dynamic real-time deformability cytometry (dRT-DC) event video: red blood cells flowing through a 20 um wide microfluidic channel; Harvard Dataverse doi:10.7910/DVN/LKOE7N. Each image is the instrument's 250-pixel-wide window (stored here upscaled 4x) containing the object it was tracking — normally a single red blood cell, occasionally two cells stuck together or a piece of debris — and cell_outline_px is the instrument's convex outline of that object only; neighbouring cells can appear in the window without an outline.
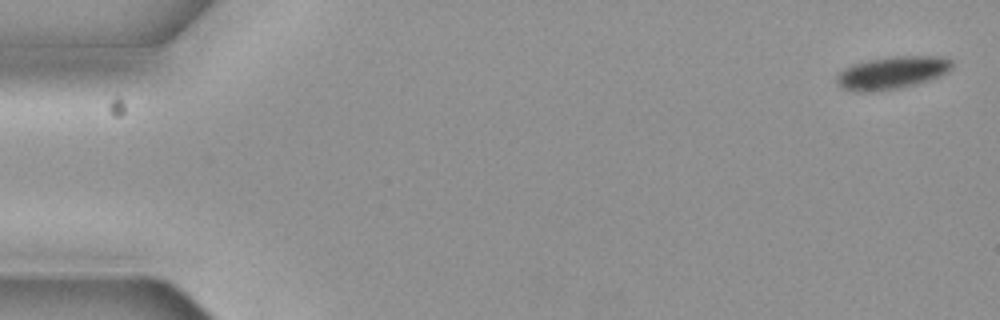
{"species": "common noctule bat (a hibernating species)", "species_latin": "Nyctalus noctula", "temperature_condition": "cold", "stored_images_in_passage": 7, "camera_frame_rate_fps": 3000, "um_per_image_px": 0.085, "animal": {"sex": "female", "body_mass_g": 19.3, "forearm_length_mm": 54.1}, "frame": {"image": 1, "passage_image": 1, "time_ms": 0.0, "image_size_px": [1000, 320], "cell_outline_px": [[952, 68], [948, 72], [940, 76], [916, 84], [900, 88], [872, 92], [860, 92], [840, 88], [836, 84], [836, 76], [844, 68], [852, 64], [868, 60], [892, 56], [936, 56], [952, 60]], "centroid_in_image_um": [75.79, 6.19], "position_along_channel_um": 9.2, "area_um2": 22.08}}
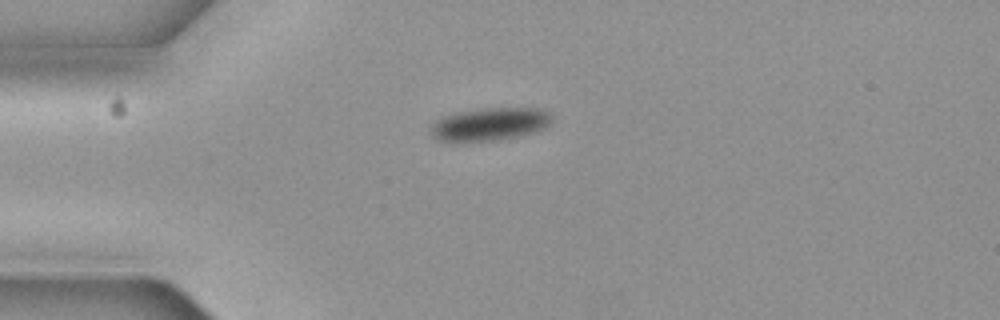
{"frame": {"image": 2, "passage_image": 4, "time_ms": 1.0, "image_size_px": [1000, 320], "cell_outline_px": [[552, 120], [544, 128], [532, 132], [500, 140], [456, 144], [448, 144], [432, 136], [432, 124], [436, 120], [444, 116], [456, 112], [480, 108], [540, 108], [552, 112]], "centroid_in_image_um": [41.59, 10.58], "position_along_channel_um": 43.4, "area_um2": 23.87}}
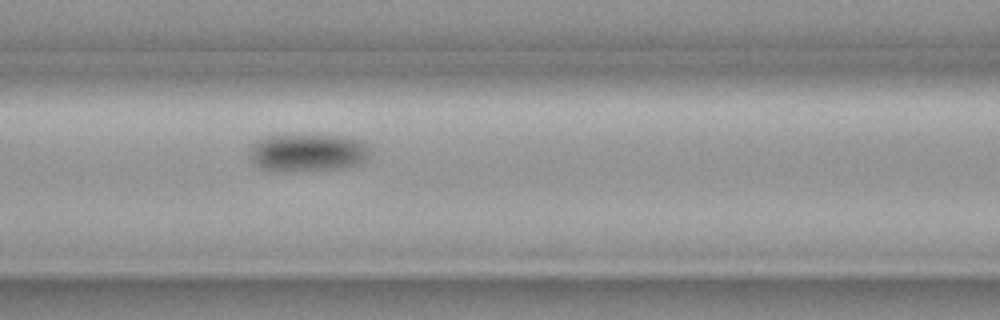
{"frame": {"image": 3, "passage_image": 7, "time_ms": 2.0, "image_size_px": [1000, 320], "cell_outline_px": [[372, 152], [360, 164], [352, 168], [288, 172], [276, 172], [260, 168], [248, 156], [248, 144], [256, 140], [268, 136], [344, 136], [364, 140]], "centroid_in_image_um": [26.15, 13.0], "position_along_channel_um": 140.4, "area_um2": 27.28}}